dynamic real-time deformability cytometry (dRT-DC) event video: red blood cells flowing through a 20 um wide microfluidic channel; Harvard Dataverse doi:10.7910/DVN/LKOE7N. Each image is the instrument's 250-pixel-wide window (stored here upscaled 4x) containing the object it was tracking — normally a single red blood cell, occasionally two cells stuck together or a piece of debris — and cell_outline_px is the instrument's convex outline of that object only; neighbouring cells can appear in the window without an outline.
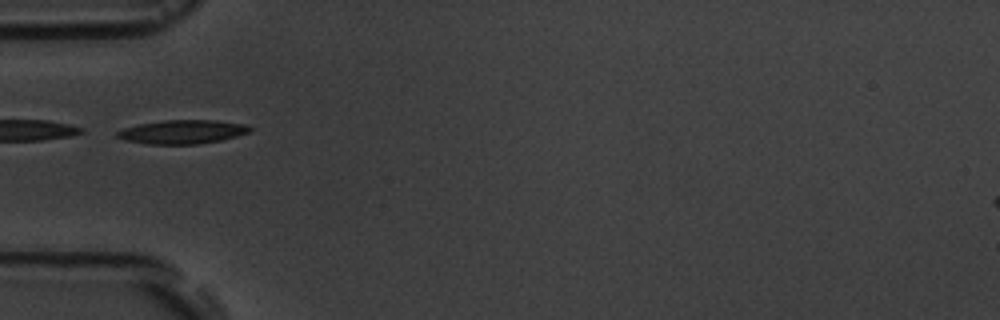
{"species": "common noctule bat (a hibernating species)", "species_latin": "Nyctalus noctula", "temperature_condition": "room temperature", "stored_images_in_passage": 8, "camera_frame_rate_fps": 3000, "um_per_image_px": 0.085, "animal": {"sex": "male", "body_mass_g": 19.5, "forearm_length_mm": 54.6}, "frame": {"image": 1, "passage_image": 6, "time_ms": 5.667, "image_size_px": [1000, 320], "cell_outline_px": [[252, 128], [248, 132], [236, 136], [220, 140], [196, 144], [148, 144], [124, 140], [116, 136], [116, 132], [124, 128], [140, 124], [164, 120], [216, 120], [244, 124]], "centroid_in_image_um": [15.48, 11.2], "position_along_channel_um": 69.5, "area_um2": 18.21}}
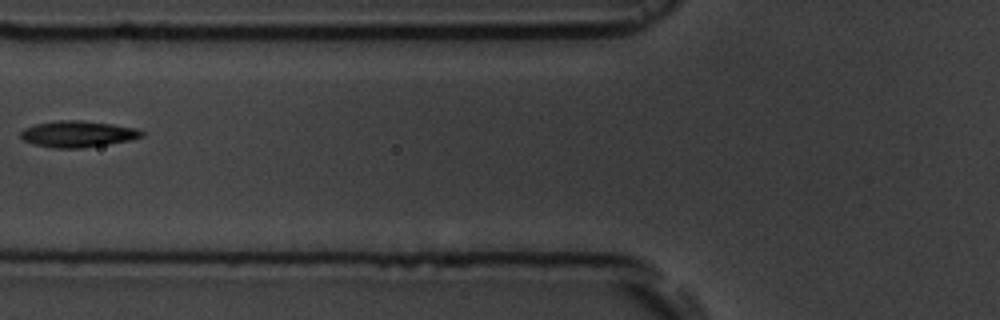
{"frame": {"image": 2, "passage_image": 7, "time_ms": 7.0, "image_size_px": [1000, 320], "cell_outline_px": [[144, 136], [128, 140], [108, 144], [80, 148], [56, 148], [32, 144], [24, 140], [20, 136], [20, 132], [24, 128], [36, 124], [56, 120], [80, 120], [112, 124], [136, 128], [144, 132]], "centroid_in_image_um": [6.59, 11.38], "position_along_channel_um": 119.2, "area_um2": 18.5}}
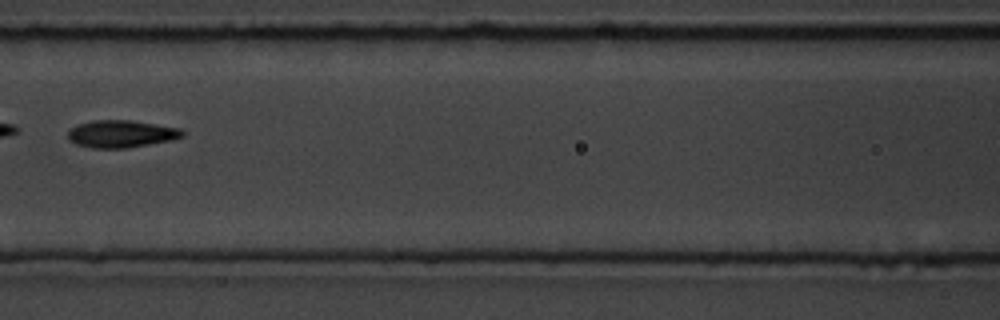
{"frame": {"image": 3, "passage_image": 8, "time_ms": 8.0, "image_size_px": [1000, 320], "cell_outline_px": [[184, 136], [172, 140], [124, 148], [92, 148], [76, 144], [68, 140], [68, 132], [72, 128], [80, 124], [92, 120], [128, 120], [180, 128], [184, 132]], "centroid_in_image_um": [10.29, 11.38], "position_along_channel_um": 156.3, "area_um2": 18.03}}